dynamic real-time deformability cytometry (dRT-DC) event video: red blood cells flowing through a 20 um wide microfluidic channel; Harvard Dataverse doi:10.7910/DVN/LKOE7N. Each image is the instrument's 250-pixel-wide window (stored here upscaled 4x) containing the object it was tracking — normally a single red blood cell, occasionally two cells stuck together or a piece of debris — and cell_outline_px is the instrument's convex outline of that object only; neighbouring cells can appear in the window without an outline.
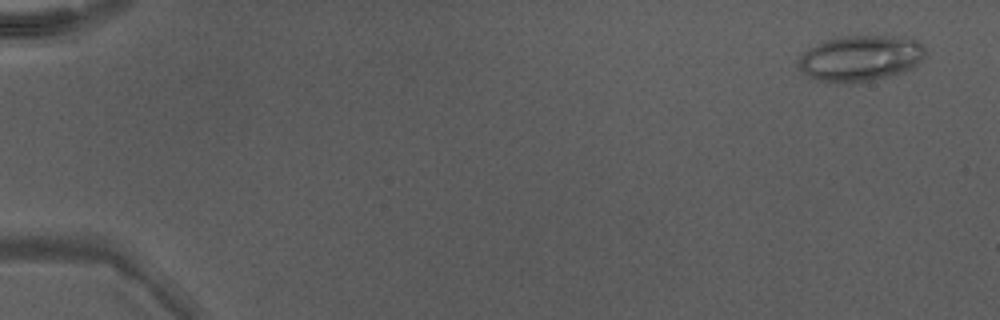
{"species": "Egyptian fruit bat (a non-hibernating species)", "species_latin": "Rousettus aegyptiacus", "temperature_condition": "warm", "stored_images_in_passage": 14, "camera_frame_rate_fps": 3000, "um_per_image_px": 0.085, "animal": {"sex": "male"}, "frame": {"image": 1, "passage_image": 3, "time_ms": 0.667, "image_size_px": [1000, 320], "cell_outline_px": [[924, 56], [912, 68], [904, 72], [888, 76], [852, 84], [848, 84], [816, 80], [804, 72], [800, 64], [800, 60], [816, 44], [828, 40], [844, 36], [908, 36], [916, 40], [924, 48]], "centroid_in_image_um": [73.21, 4.95], "position_along_channel_um": 11.8, "area_um2": 33.29}}